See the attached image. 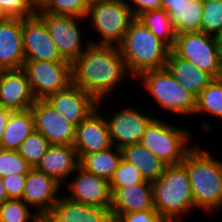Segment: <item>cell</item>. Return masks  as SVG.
Returning <instances> with one entry per match:
<instances>
[{
    "label": "cell",
    "instance_id": "obj_1",
    "mask_svg": "<svg viewBox=\"0 0 222 222\" xmlns=\"http://www.w3.org/2000/svg\"><path fill=\"white\" fill-rule=\"evenodd\" d=\"M71 74L73 85L102 103L128 75L132 78L119 46L92 43L71 64Z\"/></svg>",
    "mask_w": 222,
    "mask_h": 222
},
{
    "label": "cell",
    "instance_id": "obj_2",
    "mask_svg": "<svg viewBox=\"0 0 222 222\" xmlns=\"http://www.w3.org/2000/svg\"><path fill=\"white\" fill-rule=\"evenodd\" d=\"M181 163L188 173L195 209L206 214L218 211L222 207V161L194 145Z\"/></svg>",
    "mask_w": 222,
    "mask_h": 222
},
{
    "label": "cell",
    "instance_id": "obj_3",
    "mask_svg": "<svg viewBox=\"0 0 222 222\" xmlns=\"http://www.w3.org/2000/svg\"><path fill=\"white\" fill-rule=\"evenodd\" d=\"M126 67L135 79L144 71L166 68L171 49L135 18L119 45Z\"/></svg>",
    "mask_w": 222,
    "mask_h": 222
},
{
    "label": "cell",
    "instance_id": "obj_4",
    "mask_svg": "<svg viewBox=\"0 0 222 222\" xmlns=\"http://www.w3.org/2000/svg\"><path fill=\"white\" fill-rule=\"evenodd\" d=\"M152 186L154 208L169 222H182L184 214L195 210L188 173L182 163L167 165Z\"/></svg>",
    "mask_w": 222,
    "mask_h": 222
},
{
    "label": "cell",
    "instance_id": "obj_5",
    "mask_svg": "<svg viewBox=\"0 0 222 222\" xmlns=\"http://www.w3.org/2000/svg\"><path fill=\"white\" fill-rule=\"evenodd\" d=\"M137 78L163 110L184 117L194 115L196 97L178 83L167 68L147 70Z\"/></svg>",
    "mask_w": 222,
    "mask_h": 222
},
{
    "label": "cell",
    "instance_id": "obj_6",
    "mask_svg": "<svg viewBox=\"0 0 222 222\" xmlns=\"http://www.w3.org/2000/svg\"><path fill=\"white\" fill-rule=\"evenodd\" d=\"M93 31L100 37L90 41L96 45L119 46L135 19L125 0H102L89 6L86 16Z\"/></svg>",
    "mask_w": 222,
    "mask_h": 222
},
{
    "label": "cell",
    "instance_id": "obj_7",
    "mask_svg": "<svg viewBox=\"0 0 222 222\" xmlns=\"http://www.w3.org/2000/svg\"><path fill=\"white\" fill-rule=\"evenodd\" d=\"M191 139L189 130L155 117L146 127L140 143L167 165H176L194 146Z\"/></svg>",
    "mask_w": 222,
    "mask_h": 222
},
{
    "label": "cell",
    "instance_id": "obj_8",
    "mask_svg": "<svg viewBox=\"0 0 222 222\" xmlns=\"http://www.w3.org/2000/svg\"><path fill=\"white\" fill-rule=\"evenodd\" d=\"M172 51L217 79L222 61V46L217 37L200 31L179 33Z\"/></svg>",
    "mask_w": 222,
    "mask_h": 222
},
{
    "label": "cell",
    "instance_id": "obj_9",
    "mask_svg": "<svg viewBox=\"0 0 222 222\" xmlns=\"http://www.w3.org/2000/svg\"><path fill=\"white\" fill-rule=\"evenodd\" d=\"M22 69L36 100H45L72 84L70 62L25 60Z\"/></svg>",
    "mask_w": 222,
    "mask_h": 222
},
{
    "label": "cell",
    "instance_id": "obj_10",
    "mask_svg": "<svg viewBox=\"0 0 222 222\" xmlns=\"http://www.w3.org/2000/svg\"><path fill=\"white\" fill-rule=\"evenodd\" d=\"M36 15L45 23L52 40L65 61L72 64L91 43L87 40L86 45L82 43L83 37L80 30L82 27L79 22L86 21V18L48 13H36Z\"/></svg>",
    "mask_w": 222,
    "mask_h": 222
},
{
    "label": "cell",
    "instance_id": "obj_11",
    "mask_svg": "<svg viewBox=\"0 0 222 222\" xmlns=\"http://www.w3.org/2000/svg\"><path fill=\"white\" fill-rule=\"evenodd\" d=\"M74 173L72 179L66 183L69 189L67 191L70 193L65 196L85 205L111 208L112 192L109 181L86 171L81 166Z\"/></svg>",
    "mask_w": 222,
    "mask_h": 222
},
{
    "label": "cell",
    "instance_id": "obj_12",
    "mask_svg": "<svg viewBox=\"0 0 222 222\" xmlns=\"http://www.w3.org/2000/svg\"><path fill=\"white\" fill-rule=\"evenodd\" d=\"M125 107V108H124ZM109 116L106 121L112 144L117 148L138 143L149 123L155 118L134 106H124Z\"/></svg>",
    "mask_w": 222,
    "mask_h": 222
},
{
    "label": "cell",
    "instance_id": "obj_13",
    "mask_svg": "<svg viewBox=\"0 0 222 222\" xmlns=\"http://www.w3.org/2000/svg\"><path fill=\"white\" fill-rule=\"evenodd\" d=\"M35 131L51 145H74L76 126L53 109L46 100H36L30 108Z\"/></svg>",
    "mask_w": 222,
    "mask_h": 222
},
{
    "label": "cell",
    "instance_id": "obj_14",
    "mask_svg": "<svg viewBox=\"0 0 222 222\" xmlns=\"http://www.w3.org/2000/svg\"><path fill=\"white\" fill-rule=\"evenodd\" d=\"M22 36L25 60L68 62L62 58L45 23L36 14L22 18Z\"/></svg>",
    "mask_w": 222,
    "mask_h": 222
},
{
    "label": "cell",
    "instance_id": "obj_15",
    "mask_svg": "<svg viewBox=\"0 0 222 222\" xmlns=\"http://www.w3.org/2000/svg\"><path fill=\"white\" fill-rule=\"evenodd\" d=\"M63 186L36 168H31L26 176L22 200L44 218L59 200Z\"/></svg>",
    "mask_w": 222,
    "mask_h": 222
},
{
    "label": "cell",
    "instance_id": "obj_16",
    "mask_svg": "<svg viewBox=\"0 0 222 222\" xmlns=\"http://www.w3.org/2000/svg\"><path fill=\"white\" fill-rule=\"evenodd\" d=\"M50 106L76 127L98 108V101L89 93L70 84L45 99Z\"/></svg>",
    "mask_w": 222,
    "mask_h": 222
},
{
    "label": "cell",
    "instance_id": "obj_17",
    "mask_svg": "<svg viewBox=\"0 0 222 222\" xmlns=\"http://www.w3.org/2000/svg\"><path fill=\"white\" fill-rule=\"evenodd\" d=\"M76 127L74 148L78 156H88L113 146L106 118L100 114V106Z\"/></svg>",
    "mask_w": 222,
    "mask_h": 222
},
{
    "label": "cell",
    "instance_id": "obj_18",
    "mask_svg": "<svg viewBox=\"0 0 222 222\" xmlns=\"http://www.w3.org/2000/svg\"><path fill=\"white\" fill-rule=\"evenodd\" d=\"M36 99L27 75L21 69L3 70L0 76V106L14 111L29 110Z\"/></svg>",
    "mask_w": 222,
    "mask_h": 222
},
{
    "label": "cell",
    "instance_id": "obj_19",
    "mask_svg": "<svg viewBox=\"0 0 222 222\" xmlns=\"http://www.w3.org/2000/svg\"><path fill=\"white\" fill-rule=\"evenodd\" d=\"M58 202L43 218V222H114L111 209L93 207L60 194Z\"/></svg>",
    "mask_w": 222,
    "mask_h": 222
},
{
    "label": "cell",
    "instance_id": "obj_20",
    "mask_svg": "<svg viewBox=\"0 0 222 222\" xmlns=\"http://www.w3.org/2000/svg\"><path fill=\"white\" fill-rule=\"evenodd\" d=\"M79 166L80 159L73 145H51L36 169L64 187Z\"/></svg>",
    "mask_w": 222,
    "mask_h": 222
},
{
    "label": "cell",
    "instance_id": "obj_21",
    "mask_svg": "<svg viewBox=\"0 0 222 222\" xmlns=\"http://www.w3.org/2000/svg\"><path fill=\"white\" fill-rule=\"evenodd\" d=\"M24 62L22 18L11 17L0 23V68L21 69Z\"/></svg>",
    "mask_w": 222,
    "mask_h": 222
},
{
    "label": "cell",
    "instance_id": "obj_22",
    "mask_svg": "<svg viewBox=\"0 0 222 222\" xmlns=\"http://www.w3.org/2000/svg\"><path fill=\"white\" fill-rule=\"evenodd\" d=\"M112 192V214L155 210L152 182L143 181L138 184L120 188H110Z\"/></svg>",
    "mask_w": 222,
    "mask_h": 222
},
{
    "label": "cell",
    "instance_id": "obj_23",
    "mask_svg": "<svg viewBox=\"0 0 222 222\" xmlns=\"http://www.w3.org/2000/svg\"><path fill=\"white\" fill-rule=\"evenodd\" d=\"M166 68L177 82L196 98L214 80L209 73L180 58L172 50L169 53Z\"/></svg>",
    "mask_w": 222,
    "mask_h": 222
},
{
    "label": "cell",
    "instance_id": "obj_24",
    "mask_svg": "<svg viewBox=\"0 0 222 222\" xmlns=\"http://www.w3.org/2000/svg\"><path fill=\"white\" fill-rule=\"evenodd\" d=\"M177 34L185 32H199L202 20L203 0H179L174 4H161Z\"/></svg>",
    "mask_w": 222,
    "mask_h": 222
},
{
    "label": "cell",
    "instance_id": "obj_25",
    "mask_svg": "<svg viewBox=\"0 0 222 222\" xmlns=\"http://www.w3.org/2000/svg\"><path fill=\"white\" fill-rule=\"evenodd\" d=\"M122 159L133 164L145 180L154 182L165 171L167 164L152 154L140 142L121 148Z\"/></svg>",
    "mask_w": 222,
    "mask_h": 222
},
{
    "label": "cell",
    "instance_id": "obj_26",
    "mask_svg": "<svg viewBox=\"0 0 222 222\" xmlns=\"http://www.w3.org/2000/svg\"><path fill=\"white\" fill-rule=\"evenodd\" d=\"M35 131L31 110L11 113L3 133L1 148L17 150L23 140Z\"/></svg>",
    "mask_w": 222,
    "mask_h": 222
},
{
    "label": "cell",
    "instance_id": "obj_27",
    "mask_svg": "<svg viewBox=\"0 0 222 222\" xmlns=\"http://www.w3.org/2000/svg\"><path fill=\"white\" fill-rule=\"evenodd\" d=\"M79 159L86 171L110 181L122 160V152L113 145L92 155L79 156Z\"/></svg>",
    "mask_w": 222,
    "mask_h": 222
},
{
    "label": "cell",
    "instance_id": "obj_28",
    "mask_svg": "<svg viewBox=\"0 0 222 222\" xmlns=\"http://www.w3.org/2000/svg\"><path fill=\"white\" fill-rule=\"evenodd\" d=\"M137 19L148 27L171 50L173 49L177 32L169 14L165 10H149L140 14Z\"/></svg>",
    "mask_w": 222,
    "mask_h": 222
},
{
    "label": "cell",
    "instance_id": "obj_29",
    "mask_svg": "<svg viewBox=\"0 0 222 222\" xmlns=\"http://www.w3.org/2000/svg\"><path fill=\"white\" fill-rule=\"evenodd\" d=\"M210 114L222 120V83L214 79L196 98L194 116Z\"/></svg>",
    "mask_w": 222,
    "mask_h": 222
},
{
    "label": "cell",
    "instance_id": "obj_30",
    "mask_svg": "<svg viewBox=\"0 0 222 222\" xmlns=\"http://www.w3.org/2000/svg\"><path fill=\"white\" fill-rule=\"evenodd\" d=\"M34 211L22 199H8L0 205V222H43Z\"/></svg>",
    "mask_w": 222,
    "mask_h": 222
},
{
    "label": "cell",
    "instance_id": "obj_31",
    "mask_svg": "<svg viewBox=\"0 0 222 222\" xmlns=\"http://www.w3.org/2000/svg\"><path fill=\"white\" fill-rule=\"evenodd\" d=\"M50 146V142L43 135L34 131L23 140L17 152L31 168H36Z\"/></svg>",
    "mask_w": 222,
    "mask_h": 222
},
{
    "label": "cell",
    "instance_id": "obj_32",
    "mask_svg": "<svg viewBox=\"0 0 222 222\" xmlns=\"http://www.w3.org/2000/svg\"><path fill=\"white\" fill-rule=\"evenodd\" d=\"M200 32L215 37L222 32V0H203Z\"/></svg>",
    "mask_w": 222,
    "mask_h": 222
},
{
    "label": "cell",
    "instance_id": "obj_33",
    "mask_svg": "<svg viewBox=\"0 0 222 222\" xmlns=\"http://www.w3.org/2000/svg\"><path fill=\"white\" fill-rule=\"evenodd\" d=\"M89 6L86 0H49L37 13L86 18Z\"/></svg>",
    "mask_w": 222,
    "mask_h": 222
},
{
    "label": "cell",
    "instance_id": "obj_34",
    "mask_svg": "<svg viewBox=\"0 0 222 222\" xmlns=\"http://www.w3.org/2000/svg\"><path fill=\"white\" fill-rule=\"evenodd\" d=\"M31 167L17 150L0 148V177L27 174Z\"/></svg>",
    "mask_w": 222,
    "mask_h": 222
},
{
    "label": "cell",
    "instance_id": "obj_35",
    "mask_svg": "<svg viewBox=\"0 0 222 222\" xmlns=\"http://www.w3.org/2000/svg\"><path fill=\"white\" fill-rule=\"evenodd\" d=\"M143 181L147 180L144 179L141 172L133 164L122 159L109 183L110 188H120Z\"/></svg>",
    "mask_w": 222,
    "mask_h": 222
},
{
    "label": "cell",
    "instance_id": "obj_36",
    "mask_svg": "<svg viewBox=\"0 0 222 222\" xmlns=\"http://www.w3.org/2000/svg\"><path fill=\"white\" fill-rule=\"evenodd\" d=\"M114 222H169L156 210H144L124 214H112Z\"/></svg>",
    "mask_w": 222,
    "mask_h": 222
},
{
    "label": "cell",
    "instance_id": "obj_37",
    "mask_svg": "<svg viewBox=\"0 0 222 222\" xmlns=\"http://www.w3.org/2000/svg\"><path fill=\"white\" fill-rule=\"evenodd\" d=\"M0 6L10 17L27 18L37 13L30 0H0Z\"/></svg>",
    "mask_w": 222,
    "mask_h": 222
},
{
    "label": "cell",
    "instance_id": "obj_38",
    "mask_svg": "<svg viewBox=\"0 0 222 222\" xmlns=\"http://www.w3.org/2000/svg\"><path fill=\"white\" fill-rule=\"evenodd\" d=\"M27 174H15L2 177L9 199H22Z\"/></svg>",
    "mask_w": 222,
    "mask_h": 222
},
{
    "label": "cell",
    "instance_id": "obj_39",
    "mask_svg": "<svg viewBox=\"0 0 222 222\" xmlns=\"http://www.w3.org/2000/svg\"><path fill=\"white\" fill-rule=\"evenodd\" d=\"M135 18L149 10H160L161 0H125Z\"/></svg>",
    "mask_w": 222,
    "mask_h": 222
},
{
    "label": "cell",
    "instance_id": "obj_40",
    "mask_svg": "<svg viewBox=\"0 0 222 222\" xmlns=\"http://www.w3.org/2000/svg\"><path fill=\"white\" fill-rule=\"evenodd\" d=\"M13 111L0 106V148L4 130Z\"/></svg>",
    "mask_w": 222,
    "mask_h": 222
},
{
    "label": "cell",
    "instance_id": "obj_41",
    "mask_svg": "<svg viewBox=\"0 0 222 222\" xmlns=\"http://www.w3.org/2000/svg\"><path fill=\"white\" fill-rule=\"evenodd\" d=\"M8 199H9V197L7 195L6 189H5L4 184L2 182V177H0V205Z\"/></svg>",
    "mask_w": 222,
    "mask_h": 222
},
{
    "label": "cell",
    "instance_id": "obj_42",
    "mask_svg": "<svg viewBox=\"0 0 222 222\" xmlns=\"http://www.w3.org/2000/svg\"><path fill=\"white\" fill-rule=\"evenodd\" d=\"M49 0H30L31 5L38 11L41 10Z\"/></svg>",
    "mask_w": 222,
    "mask_h": 222
},
{
    "label": "cell",
    "instance_id": "obj_43",
    "mask_svg": "<svg viewBox=\"0 0 222 222\" xmlns=\"http://www.w3.org/2000/svg\"><path fill=\"white\" fill-rule=\"evenodd\" d=\"M10 18V15L0 6V23L6 22Z\"/></svg>",
    "mask_w": 222,
    "mask_h": 222
},
{
    "label": "cell",
    "instance_id": "obj_44",
    "mask_svg": "<svg viewBox=\"0 0 222 222\" xmlns=\"http://www.w3.org/2000/svg\"><path fill=\"white\" fill-rule=\"evenodd\" d=\"M179 0H161V4H174L177 3Z\"/></svg>",
    "mask_w": 222,
    "mask_h": 222
},
{
    "label": "cell",
    "instance_id": "obj_45",
    "mask_svg": "<svg viewBox=\"0 0 222 222\" xmlns=\"http://www.w3.org/2000/svg\"><path fill=\"white\" fill-rule=\"evenodd\" d=\"M217 80L222 83V61H221L220 72H219V75L217 77Z\"/></svg>",
    "mask_w": 222,
    "mask_h": 222
},
{
    "label": "cell",
    "instance_id": "obj_46",
    "mask_svg": "<svg viewBox=\"0 0 222 222\" xmlns=\"http://www.w3.org/2000/svg\"><path fill=\"white\" fill-rule=\"evenodd\" d=\"M87 1V3L89 4V5H92V4H94V3H98V2H100V1H102V0H86Z\"/></svg>",
    "mask_w": 222,
    "mask_h": 222
},
{
    "label": "cell",
    "instance_id": "obj_47",
    "mask_svg": "<svg viewBox=\"0 0 222 222\" xmlns=\"http://www.w3.org/2000/svg\"><path fill=\"white\" fill-rule=\"evenodd\" d=\"M217 39H218V42L220 43V45L222 46V32L219 34Z\"/></svg>",
    "mask_w": 222,
    "mask_h": 222
},
{
    "label": "cell",
    "instance_id": "obj_48",
    "mask_svg": "<svg viewBox=\"0 0 222 222\" xmlns=\"http://www.w3.org/2000/svg\"><path fill=\"white\" fill-rule=\"evenodd\" d=\"M2 72H3V69L0 68V76H1Z\"/></svg>",
    "mask_w": 222,
    "mask_h": 222
}]
</instances>
